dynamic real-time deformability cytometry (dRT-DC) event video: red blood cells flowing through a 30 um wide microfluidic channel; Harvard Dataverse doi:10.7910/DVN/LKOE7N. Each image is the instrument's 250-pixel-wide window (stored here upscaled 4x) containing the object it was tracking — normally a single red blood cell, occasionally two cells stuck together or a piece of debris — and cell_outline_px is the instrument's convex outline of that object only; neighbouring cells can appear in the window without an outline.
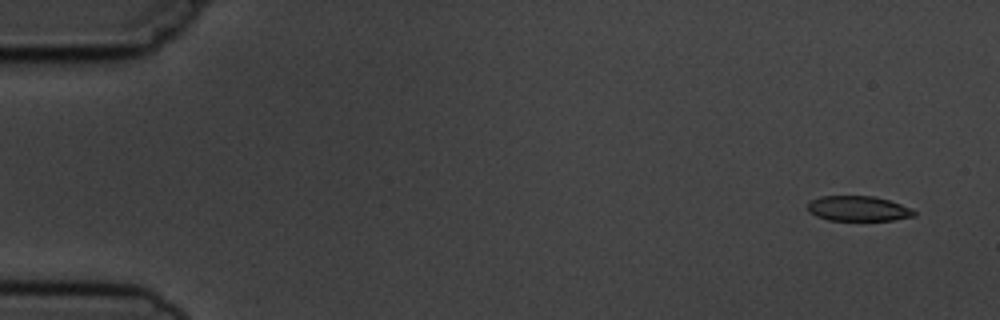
{"species": "common noctule bat (a hibernating species)", "species_latin": "Nyctalus noctula", "temperature_condition": "cold", "stored_images_in_passage": 6, "camera_frame_rate_fps": 3000, "um_per_image_px": 0.085, "animal": {"sex": "male", "body_mass_g": 19.5, "forearm_length_mm": 54.6}, "frame": {"image": 1, "passage_image": 1, "time_ms": 0.0, "image_size_px": [1000, 320], "cell_outline_px": [[916, 216], [892, 220], [828, 220], [816, 216], [808, 212], [808, 200], [820, 196], [872, 196], [888, 200], [912, 208], [916, 212]], "centroid_in_image_um": [72.92, 17.73], "position_along_channel_um": 12.1, "area_um2": 15.66}}
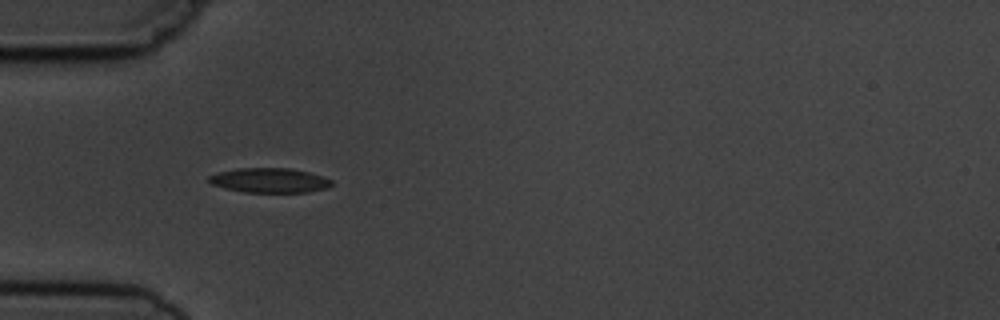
{"frame": {"image": 2, "passage_image": 5, "time_ms": 4.667, "image_size_px": [1000, 320], "cell_outline_px": [[332, 184], [328, 188], [308, 192], [244, 192], [224, 188], [212, 184], [208, 180], [208, 176], [220, 172], [236, 168], [288, 168], [308, 172], [324, 176], [332, 180]], "centroid_in_image_um": [22.93, 15.33], "position_along_channel_um": 62.1, "area_um2": 17.63}}
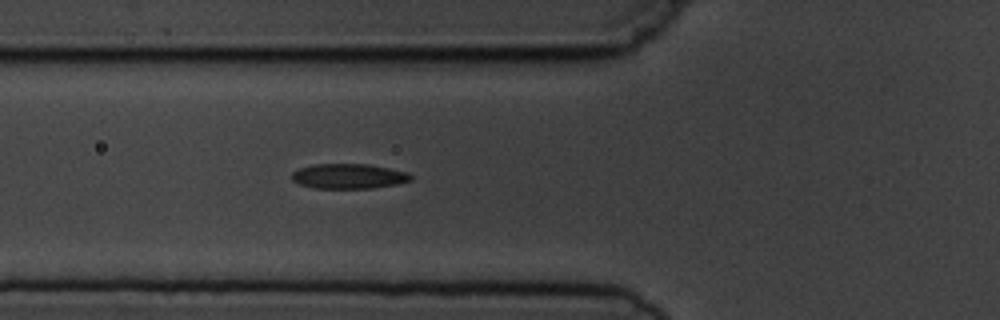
{"frame": {"image": 3, "passage_image": 6, "time_ms": 5.667, "image_size_px": [1000, 320], "cell_outline_px": [[412, 180], [396, 184], [372, 188], [312, 188], [300, 184], [292, 180], [292, 172], [296, 168], [312, 164], [368, 164], [408, 172], [412, 176]], "centroid_in_image_um": [29.6, 14.97], "position_along_channel_um": 96.2, "area_um2": 17.4}}